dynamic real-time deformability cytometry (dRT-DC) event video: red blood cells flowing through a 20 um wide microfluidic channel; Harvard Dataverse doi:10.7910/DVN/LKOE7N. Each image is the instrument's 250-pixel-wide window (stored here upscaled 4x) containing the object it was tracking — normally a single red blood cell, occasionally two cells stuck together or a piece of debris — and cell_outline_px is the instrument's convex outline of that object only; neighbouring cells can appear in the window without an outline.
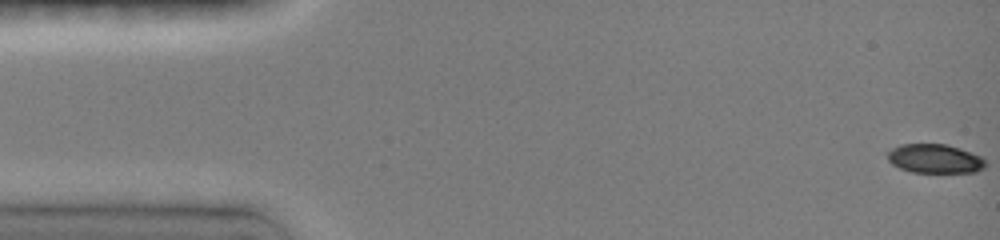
{"species": "common noctule bat (a hibernating species)", "species_latin": "Nyctalus noctula", "temperature_condition": "room temperature", "stored_images_in_passage": 19, "camera_frame_rate_fps": 3000, "um_per_image_px": 0.085, "animal": {"sex": "female", "body_mass_g": 19.0, "forearm_length_mm": 51.5}, "frame": {"image": 1, "passage_image": 1, "time_ms": 0.0, "image_size_px": [1000, 240], "cell_outline_px": [[984, 168], [976, 172], [912, 172], [900, 168], [892, 164], [888, 160], [888, 152], [892, 148], [900, 144], [944, 144], [980, 156], [984, 160]], "centroid_in_image_um": [79.41, 13.49], "position_along_channel_um": 5.6, "area_um2": 16.24}}
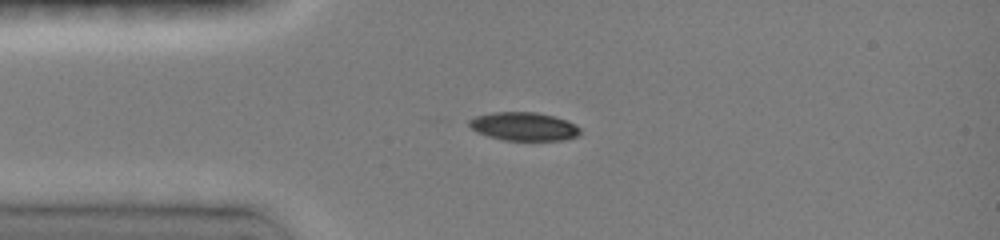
{"frame": {"image": 2, "passage_image": 12, "time_ms": 3.667, "image_size_px": [1000, 240], "cell_outline_px": [[580, 132], [576, 136], [564, 140], [504, 140], [488, 136], [472, 128], [468, 124], [468, 120], [476, 116], [492, 112], [536, 112], [552, 116], [564, 120], [580, 128]], "centroid_in_image_um": [44.49, 10.74], "position_along_channel_um": 40.5, "area_um2": 18.03}}
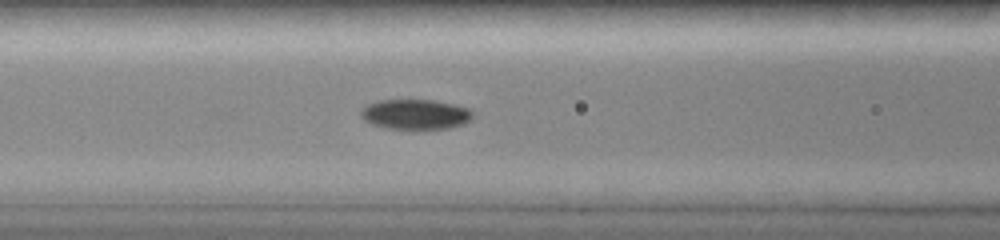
{"frame": {"image": 3, "passage_image": 19, "time_ms": 6.333, "image_size_px": [1000, 240], "cell_outline_px": [[472, 116], [464, 124], [448, 128], [416, 132], [384, 128], [372, 124], [364, 120], [360, 116], [360, 108], [376, 100], [432, 100], [452, 104], [468, 108], [472, 112]], "centroid_in_image_um": [35.25, 9.76], "position_along_channel_um": 131.4, "area_um2": 20.35}}